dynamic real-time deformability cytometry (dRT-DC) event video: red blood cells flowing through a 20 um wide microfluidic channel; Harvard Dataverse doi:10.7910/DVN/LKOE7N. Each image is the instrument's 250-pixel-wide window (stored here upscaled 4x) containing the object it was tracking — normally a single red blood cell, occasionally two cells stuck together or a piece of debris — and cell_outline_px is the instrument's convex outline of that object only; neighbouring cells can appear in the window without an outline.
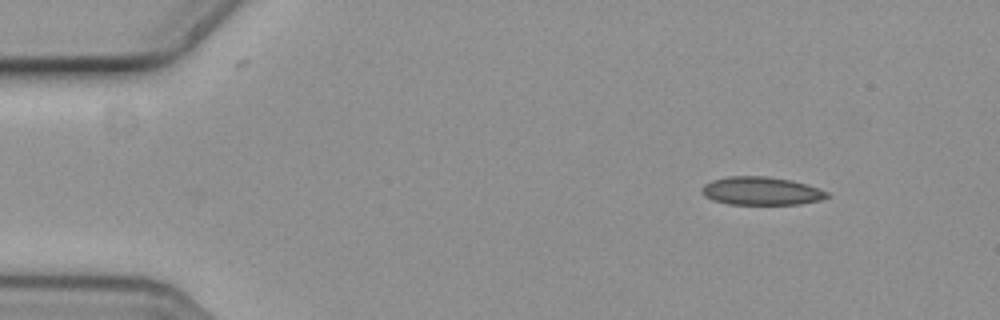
{"species": "common noctule bat (a hibernating species)", "species_latin": "Nyctalus noctula", "temperature_condition": "cold", "stored_images_in_passage": 5, "segment_of_instrument_passage": [1, 2], "camera_frame_rate_fps": 3000, "um_per_image_px": 0.085, "animal": {"sex": "female", "body_mass_g": 19.3, "forearm_length_mm": 54.1}, "frame": {"image": 1, "passage_image": 1, "time_ms": 0.0, "image_size_px": [1000, 320], "cell_outline_px": [[828, 196], [820, 200], [800, 204], [728, 204], [712, 200], [704, 196], [700, 188], [704, 184], [712, 180], [728, 176], [764, 176], [792, 180], [828, 192]], "centroid_in_image_um": [64.64, 16.23], "position_along_channel_um": 20.4, "area_um2": 20.46}}
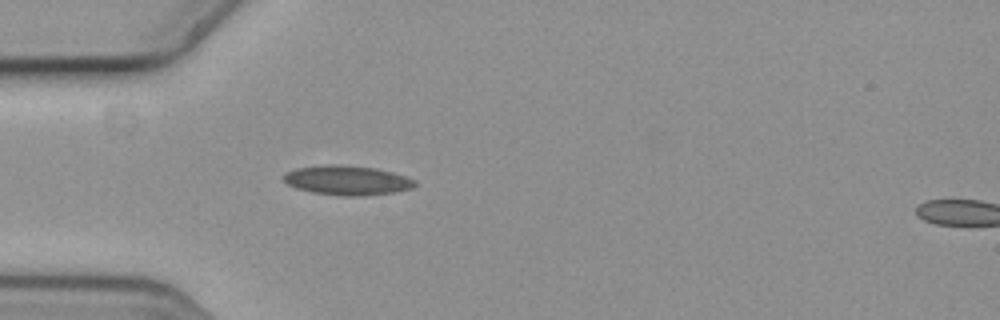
{"frame": {"image": 2, "passage_image": 4, "time_ms": 1.0, "image_size_px": [1000, 320], "cell_outline_px": [[416, 184], [412, 188], [392, 192], [360, 196], [344, 196], [312, 192], [296, 188], [288, 184], [284, 180], [284, 172], [296, 168], [328, 164], [340, 164], [376, 168], [392, 172], [416, 180]], "centroid_in_image_um": [29.49, 15.31], "position_along_channel_um": 55.5, "area_um2": 22.48}}